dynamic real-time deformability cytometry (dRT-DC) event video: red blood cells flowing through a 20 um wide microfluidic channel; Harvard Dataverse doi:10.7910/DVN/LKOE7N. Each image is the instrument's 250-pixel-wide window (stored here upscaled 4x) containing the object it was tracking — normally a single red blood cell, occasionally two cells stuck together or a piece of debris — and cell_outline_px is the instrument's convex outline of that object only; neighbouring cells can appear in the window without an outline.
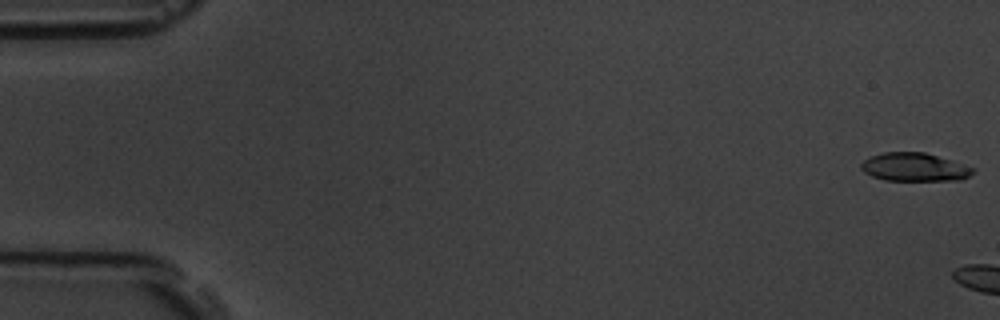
{"species": "common noctule bat (a hibernating species)", "species_latin": "Nyctalus noctula", "temperature_condition": "room temperature", "stored_images_in_passage": 5, "camera_frame_rate_fps": 3000, "um_per_image_px": 0.085, "animal": {"sex": "male", "body_mass_g": 19.5, "forearm_length_mm": 54.6}, "frame": {"image": 1, "passage_image": 1, "time_ms": 0.0, "image_size_px": [1000, 320], "cell_outline_px": [[976, 168], [968, 176], [960, 180], [884, 180], [872, 176], [864, 172], [860, 168], [860, 164], [864, 160], [872, 156], [884, 152], [924, 152], [952, 160]], "centroid_in_image_um": [77.72, 14.2], "position_along_channel_um": 7.3, "area_um2": 18.38}}